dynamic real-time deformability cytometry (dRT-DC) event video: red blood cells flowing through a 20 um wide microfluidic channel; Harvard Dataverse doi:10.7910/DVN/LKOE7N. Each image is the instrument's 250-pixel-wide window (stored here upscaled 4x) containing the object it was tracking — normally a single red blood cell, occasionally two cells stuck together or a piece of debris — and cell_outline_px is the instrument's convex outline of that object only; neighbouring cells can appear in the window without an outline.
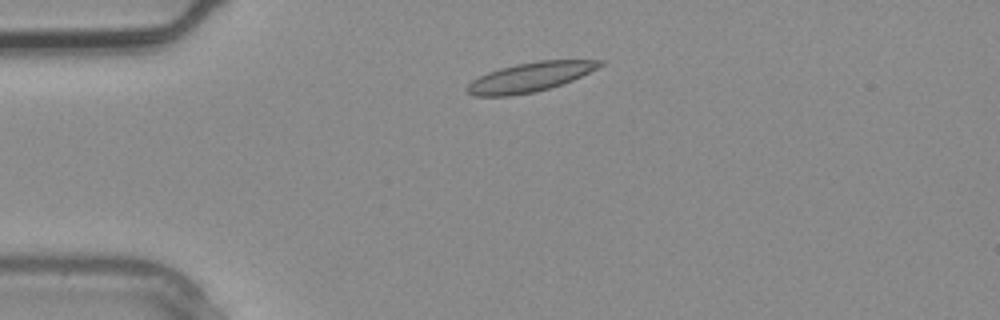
{"species": "common noctule bat (a hibernating species)", "species_latin": "Nyctalus noctula", "temperature_condition": "warm", "stored_images_in_passage": 2, "camera_frame_rate_fps": 3000, "um_per_image_px": 0.085, "animal": {"sex": "male", "body_mass_g": 20.4}, "frame": {"image": 1, "passage_image": 1, "time_ms": 0.0, "image_size_px": [1000, 320], "cell_outline_px": [[604, 64], [572, 80], [536, 92], [512, 96], [472, 96], [464, 88], [472, 80], [488, 72], [500, 68], [516, 64], [540, 60], [604, 60]], "centroid_in_image_um": [45.0, 6.56], "position_along_channel_um": 40.0, "area_um2": 22.54}}